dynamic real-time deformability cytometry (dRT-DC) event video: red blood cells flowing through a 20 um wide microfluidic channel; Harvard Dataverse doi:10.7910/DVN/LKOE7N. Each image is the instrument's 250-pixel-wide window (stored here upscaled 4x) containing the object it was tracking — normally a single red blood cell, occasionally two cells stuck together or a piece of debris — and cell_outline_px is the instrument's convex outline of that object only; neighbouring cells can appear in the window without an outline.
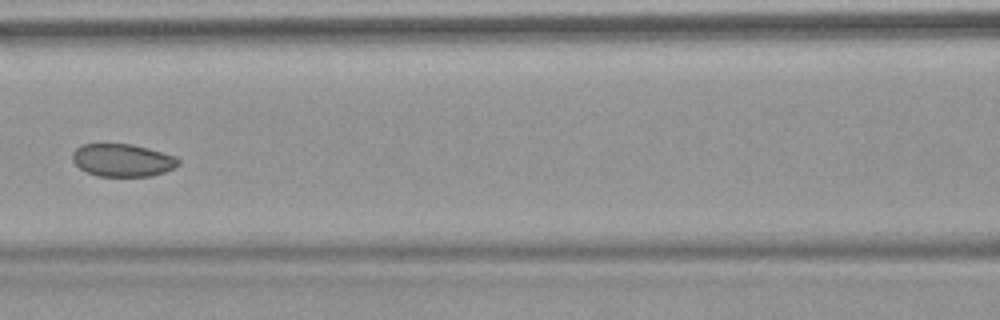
{"species": "common noctule bat (a hibernating species)", "species_latin": "Nyctalus noctula", "temperature_condition": "warm", "stored_images_in_passage": 6, "camera_frame_rate_fps": 3000, "um_per_image_px": 0.085, "animal": {"sex": "female", "body_mass_g": 18.4}, "frame": {"image": 1, "passage_image": 6, "time_ms": 5.667, "image_size_px": [1000, 320], "cell_outline_px": [[180, 164], [164, 172], [152, 176], [96, 176], [80, 168], [72, 160], [72, 152], [80, 144], [132, 144], [148, 148], [176, 156], [180, 160]], "centroid_in_image_um": [10.41, 13.61], "position_along_channel_um": 156.2, "area_um2": 20.23}}